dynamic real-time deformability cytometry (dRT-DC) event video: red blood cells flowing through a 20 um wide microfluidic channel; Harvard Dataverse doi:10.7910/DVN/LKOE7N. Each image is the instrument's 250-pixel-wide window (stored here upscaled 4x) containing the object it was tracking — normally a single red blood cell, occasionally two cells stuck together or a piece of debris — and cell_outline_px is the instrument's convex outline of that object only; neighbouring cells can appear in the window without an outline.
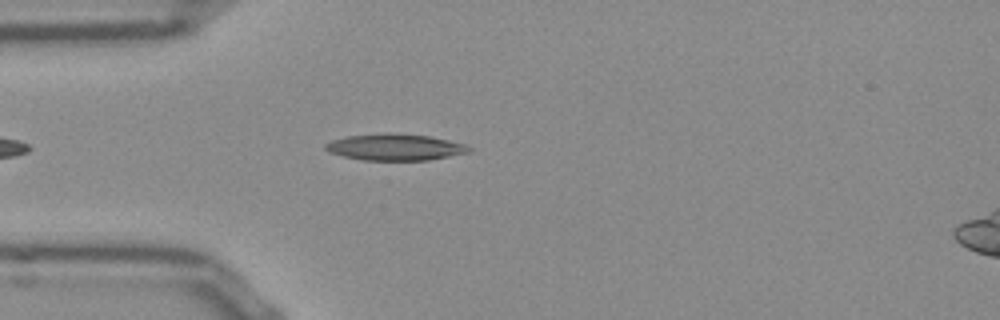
{"species": "Egyptian fruit bat (a non-hibernating species)", "species_latin": "Rousettus aegyptiacus", "temperature_condition": "room temperature", "stored_images_in_passage": 41, "camera_frame_rate_fps": 3000, "um_per_image_px": 0.085, "frame": {"image": 1, "passage_image": 5, "time_ms": 1.333, "image_size_px": [1000, 320], "cell_outline_px": [[472, 148], [468, 152], [428, 160], [364, 160], [344, 156], [328, 152], [324, 148], [324, 144], [332, 140], [344, 136], [388, 132], [428, 136], [448, 140], [464, 144]], "centroid_in_image_um": [33.52, 12.5], "position_along_channel_um": 51.5, "area_um2": 22.08}}
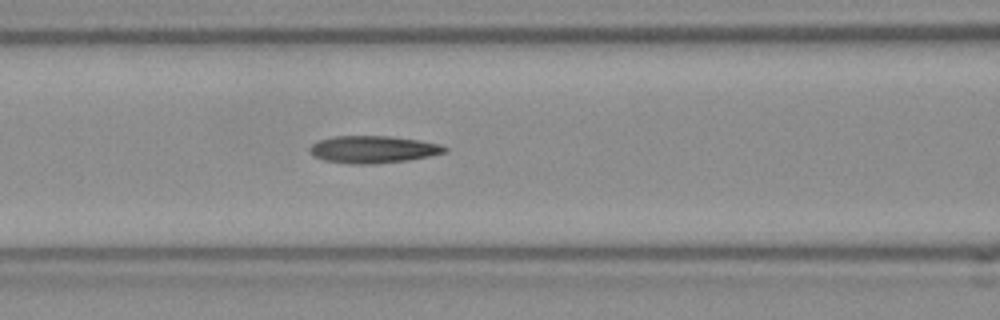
{"frame": {"image": 2, "passage_image": 12, "time_ms": 3.667, "image_size_px": [1000, 320], "cell_outline_px": [[448, 148], [444, 152], [428, 156], [408, 160], [372, 164], [352, 164], [324, 160], [316, 156], [308, 148], [312, 144], [320, 140], [332, 136], [388, 136], [420, 140], [440, 144]], "centroid_in_image_um": [31.71, 12.69], "position_along_channel_um": 134.9, "area_um2": 21.21}}
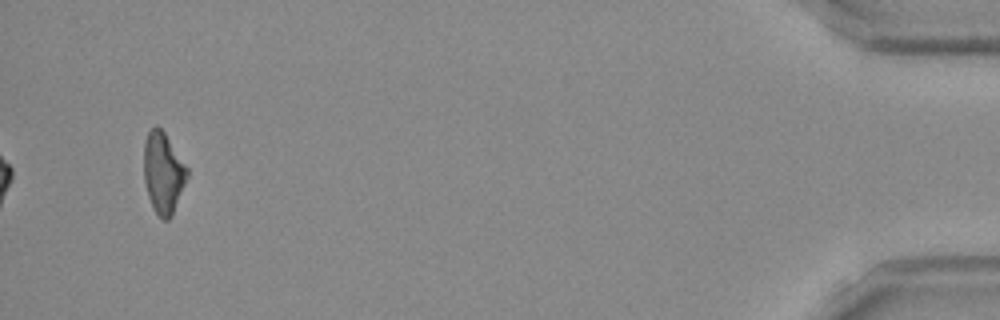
{"frame": {"image": 3, "passage_image": 41, "time_ms": 13.333, "image_size_px": [1000, 320], "cell_outline_px": [[188, 176], [172, 216], [168, 220], [164, 220], [156, 212], [148, 196], [144, 180], [144, 144], [148, 132], [156, 124], [164, 132], [188, 168]], "centroid_in_image_um": [13.87, 14.68], "position_along_channel_um": 421.3, "area_um2": 20.23}, "authors_computed_cell_mechanics": {"area_um2": 20.9236, "velocity_mm_per_s": 3.8417, "shape_relaxation_time_tau1_ms": 9.4236, "shape_relaxation_time_tau2_ms": 3.4705, "deformation_change_tau1": 0.2293, "deformation_change_tau2": 0.1385}}